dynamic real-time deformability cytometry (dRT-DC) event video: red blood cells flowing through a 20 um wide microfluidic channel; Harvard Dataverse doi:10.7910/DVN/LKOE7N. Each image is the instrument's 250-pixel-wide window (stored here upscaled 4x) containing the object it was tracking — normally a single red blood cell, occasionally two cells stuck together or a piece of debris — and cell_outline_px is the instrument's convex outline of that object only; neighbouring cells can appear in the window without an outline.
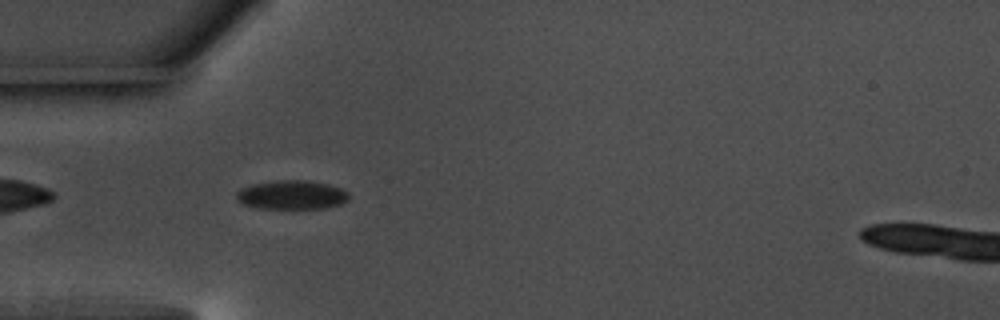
{"species": "common noctule bat (a hibernating species)", "species_latin": "Nyctalus noctula", "temperature_condition": "warm", "stored_images_in_passage": 40, "camera_frame_rate_fps": 3000, "um_per_image_px": 0.085, "animal": {"sex": "male", "body_mass_g": 17.5, "forearm_length_mm": 52.3}, "frame": {"image": 1, "passage_image": 3, "time_ms": 0.667, "image_size_px": [1000, 320], "cell_outline_px": [[348, 200], [340, 204], [324, 208], [260, 208], [244, 204], [236, 200], [236, 192], [240, 188], [252, 184], [280, 180], [304, 180], [328, 184], [340, 188], [348, 192]], "centroid_in_image_um": [24.78, 16.56], "position_along_channel_um": 60.2, "area_um2": 18.84}}
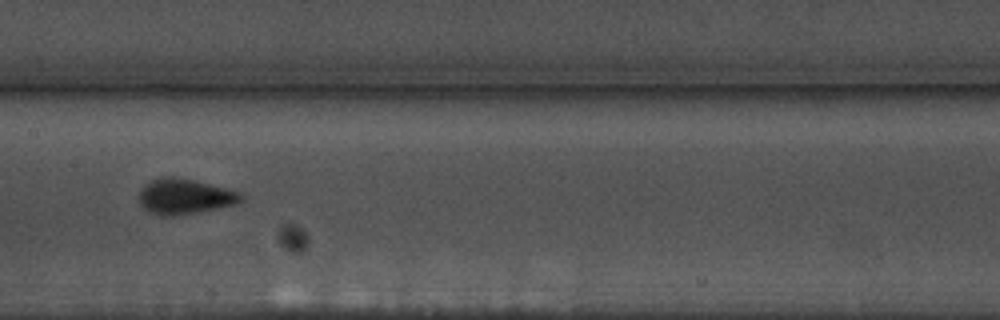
{"frame": {"image": 2, "passage_image": 14, "time_ms": 4.333, "image_size_px": [1000, 320], "cell_outline_px": [[244, 200], [236, 204], [220, 208], [172, 216], [164, 216], [152, 212], [144, 208], [140, 204], [140, 192], [152, 180], [164, 176], [172, 176], [196, 180], [228, 188], [240, 192], [244, 196]], "centroid_in_image_um": [15.78, 16.69], "position_along_channel_um": 191.6, "area_um2": 20.92}}
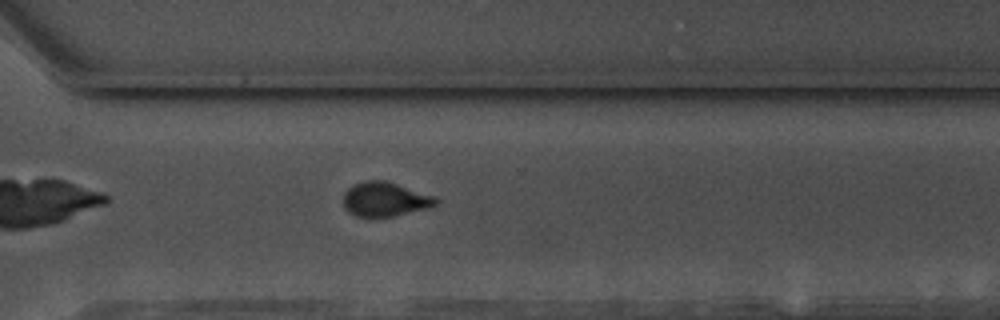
{"frame": {"image": 3, "passage_image": 26, "time_ms": 8.333, "image_size_px": [1000, 320], "cell_outline_px": [[440, 200], [436, 204], [428, 208], [392, 216], [356, 216], [348, 212], [344, 208], [344, 192], [352, 184], [364, 180], [384, 180], [436, 196]], "centroid_in_image_um": [32.72, 16.92], "position_along_channel_um": 337.9, "area_um2": 18.5}}